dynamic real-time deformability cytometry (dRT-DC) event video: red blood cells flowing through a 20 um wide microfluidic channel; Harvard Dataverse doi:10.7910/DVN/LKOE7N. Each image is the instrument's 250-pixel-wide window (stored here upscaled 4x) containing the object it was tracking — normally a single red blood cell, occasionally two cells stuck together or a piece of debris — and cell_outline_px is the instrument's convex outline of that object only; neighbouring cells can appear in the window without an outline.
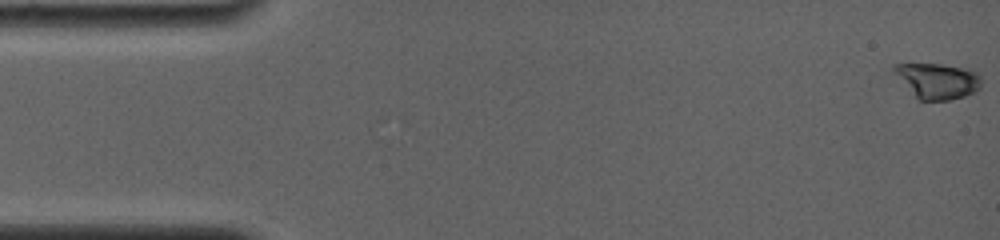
{"species": "common noctule bat (a hibernating species)", "species_latin": "Nyctalus noctula", "temperature_condition": "room temperature", "stored_images_in_passage": 16, "camera_frame_rate_fps": 4000, "um_per_image_px": 0.085, "animal": {"sex": "female", "body_mass_g": 19.0, "forearm_length_mm": 56.7}, "frame": {"image": 1, "passage_image": 1, "time_ms": 0.0, "image_size_px": [1000, 240], "cell_outline_px": [[980, 88], [976, 92], [964, 96], [948, 100], [916, 100], [892, 72], [892, 64], [940, 64], [968, 68], [976, 72], [980, 76]], "centroid_in_image_um": [79.64, 6.87], "position_along_channel_um": 5.4, "area_um2": 18.38}}
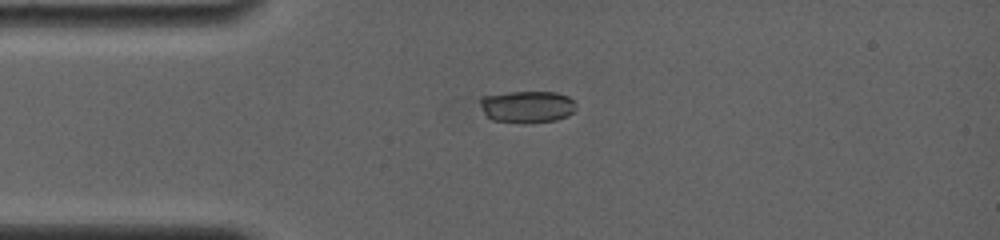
{"frame": {"image": 2, "passage_image": 16, "time_ms": 3.75, "image_size_px": [1000, 240], "cell_outline_px": [[576, 108], [568, 116], [556, 120], [524, 124], [492, 120], [484, 112], [480, 104], [480, 96], [508, 92], [556, 92], [568, 96], [576, 104]], "centroid_in_image_um": [44.8, 9.08], "position_along_channel_um": 40.2, "area_um2": 18.09}}